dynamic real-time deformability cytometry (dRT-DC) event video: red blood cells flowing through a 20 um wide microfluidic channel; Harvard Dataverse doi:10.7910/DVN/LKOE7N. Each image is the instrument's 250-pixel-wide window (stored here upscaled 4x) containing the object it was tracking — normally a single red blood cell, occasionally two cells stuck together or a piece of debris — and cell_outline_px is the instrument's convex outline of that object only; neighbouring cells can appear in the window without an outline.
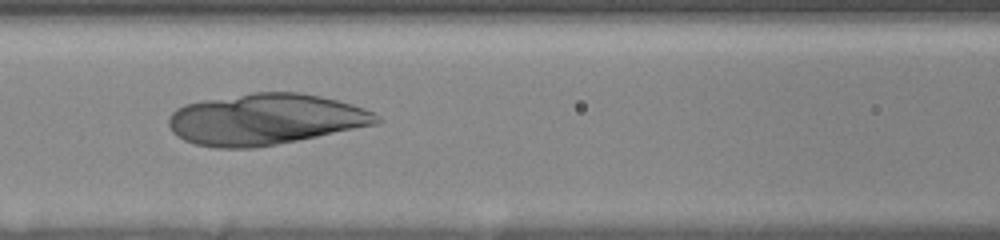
{"species": "human", "species_latin": "Homo sapiens", "temperature_condition": "room temperature", "stored_images_in_passage": 20, "camera_frame_rate_fps": 3000, "um_per_image_px": 0.085, "donor": {"sex": "female"}, "frame": {"image": 1, "passage_image": 18, "time_ms": 7.667, "image_size_px": [1000, 240], "cell_outline_px": [[384, 120], [376, 124], [276, 144], [252, 148], [216, 148], [196, 144], [184, 140], [176, 136], [172, 132], [168, 124], [168, 116], [176, 108], [184, 104], [204, 100], [252, 92], [300, 92], [320, 96], [352, 104], [364, 108], [380, 116]], "centroid_in_image_um": [22.51, 10.13], "position_along_channel_um": 144.1, "area_um2": 61.85}}
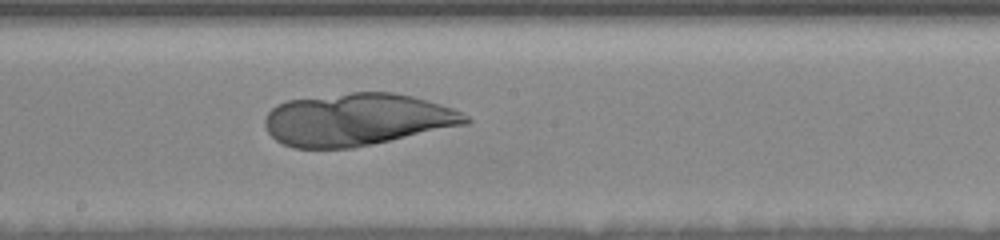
{"frame": {"image": 2, "passage_image": 20, "time_ms": 9.667, "image_size_px": [1000, 240], "cell_outline_px": [[472, 120], [468, 124], [372, 144], [352, 148], [292, 148], [276, 140], [268, 132], [264, 124], [264, 120], [268, 112], [276, 104], [288, 100], [352, 92], [392, 92], [412, 96], [440, 104], [452, 108], [468, 116]], "centroid_in_image_um": [30.34, 10.16], "position_along_channel_um": 217.9, "area_um2": 61.15}}